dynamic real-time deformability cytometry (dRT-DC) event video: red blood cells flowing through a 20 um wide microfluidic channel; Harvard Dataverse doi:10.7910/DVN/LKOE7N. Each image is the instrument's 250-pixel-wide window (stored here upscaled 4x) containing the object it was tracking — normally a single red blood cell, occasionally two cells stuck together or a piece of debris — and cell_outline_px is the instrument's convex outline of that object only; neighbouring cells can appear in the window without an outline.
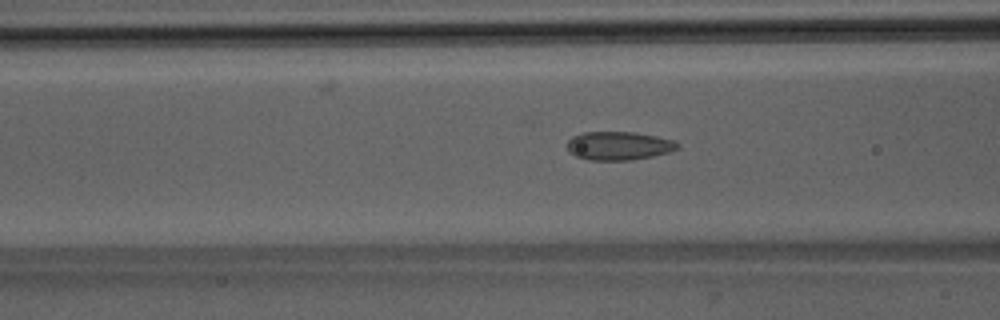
{"species": "Egyptian fruit bat (a non-hibernating species)", "species_latin": "Rousettus aegyptiacus", "temperature_condition": "room temperature", "stored_images_in_passage": 34, "camera_frame_rate_fps": 3000, "um_per_image_px": 0.085, "animal": {"sex": "male"}, "frame": {"image": 1, "passage_image": 6, "time_ms": 1.667, "image_size_px": [1000, 320], "cell_outline_px": [[680, 144], [676, 148], [668, 152], [652, 156], [632, 160], [588, 160], [576, 156], [568, 152], [568, 140], [572, 136], [584, 132], [636, 132], [656, 136], [672, 140]], "centroid_in_image_um": [52.56, 12.39], "position_along_channel_um": 114.0, "area_um2": 18.26}}
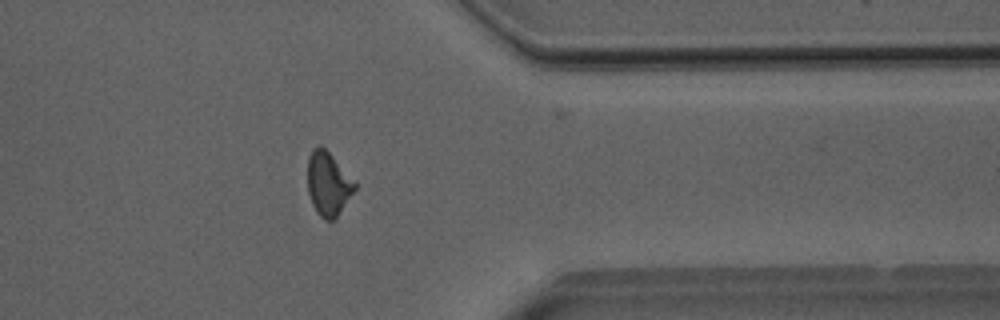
{"frame": {"image": 2, "passage_image": 27, "time_ms": 8.667, "image_size_px": [1000, 320], "cell_outline_px": [[356, 188], [336, 220], [324, 220], [316, 212], [312, 204], [308, 192], [308, 156], [320, 144], [332, 156], [356, 184]], "centroid_in_image_um": [27.89, 15.68], "position_along_channel_um": 383.5, "area_um2": 17.28}}
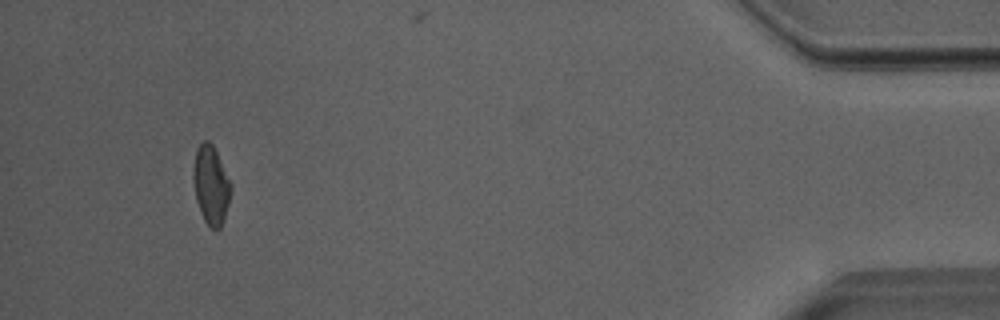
{"frame": {"image": 3, "passage_image": 34, "time_ms": 11.0, "image_size_px": [1000, 320], "cell_outline_px": [[232, 188], [228, 204], [220, 228], [212, 228], [204, 220], [200, 212], [196, 200], [192, 176], [196, 148], [204, 140], [208, 140], [212, 144], [232, 184]], "centroid_in_image_um": [17.92, 15.7], "position_along_channel_um": 417.3, "area_um2": 17.05}, "authors_computed_cell_mechanics": {"area_um2": 17.2822, "velocity_mm_per_s": 3.9946, "shape_relaxation_time_tau1_ms": null, "shape_relaxation_time_tau2_ms": 1.8704, "deformation_change_tau1": null, "deformation_change_tau2": 0.0739}}